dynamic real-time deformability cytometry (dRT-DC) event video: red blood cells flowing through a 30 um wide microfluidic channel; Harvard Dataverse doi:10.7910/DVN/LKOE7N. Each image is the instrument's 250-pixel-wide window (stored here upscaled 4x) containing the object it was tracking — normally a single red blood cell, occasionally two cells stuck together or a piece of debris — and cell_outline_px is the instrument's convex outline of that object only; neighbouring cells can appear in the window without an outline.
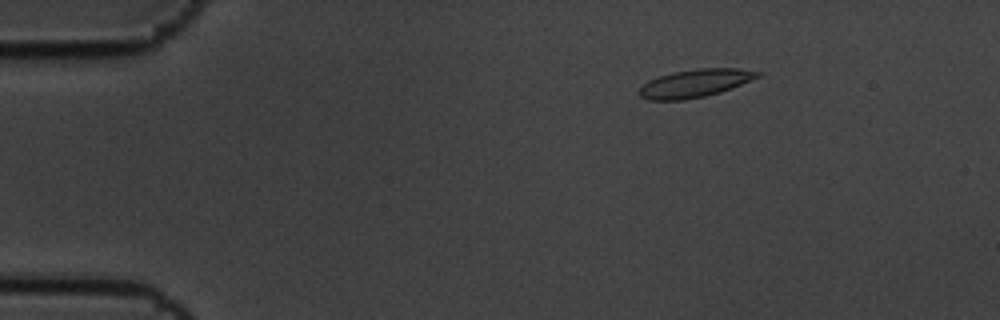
{"species": "common noctule bat (a hibernating species)", "species_latin": "Nyctalus noctula", "temperature_condition": "cold", "stored_images_in_passage": 5, "camera_frame_rate_fps": 3000, "um_per_image_px": 0.085, "animal": {"sex": "male", "body_mass_g": 19.5, "forearm_length_mm": 54.6}, "frame": {"image": 1, "passage_image": 3, "time_ms": 0.667, "image_size_px": [1000, 320], "cell_outline_px": [[760, 76], [720, 92], [704, 96], [684, 100], [648, 100], [640, 96], [636, 92], [648, 80], [672, 72], [700, 68], [736, 68], [760, 72]], "centroid_in_image_um": [59.01, 7.08], "position_along_channel_um": 26.0, "area_um2": 19.07}}